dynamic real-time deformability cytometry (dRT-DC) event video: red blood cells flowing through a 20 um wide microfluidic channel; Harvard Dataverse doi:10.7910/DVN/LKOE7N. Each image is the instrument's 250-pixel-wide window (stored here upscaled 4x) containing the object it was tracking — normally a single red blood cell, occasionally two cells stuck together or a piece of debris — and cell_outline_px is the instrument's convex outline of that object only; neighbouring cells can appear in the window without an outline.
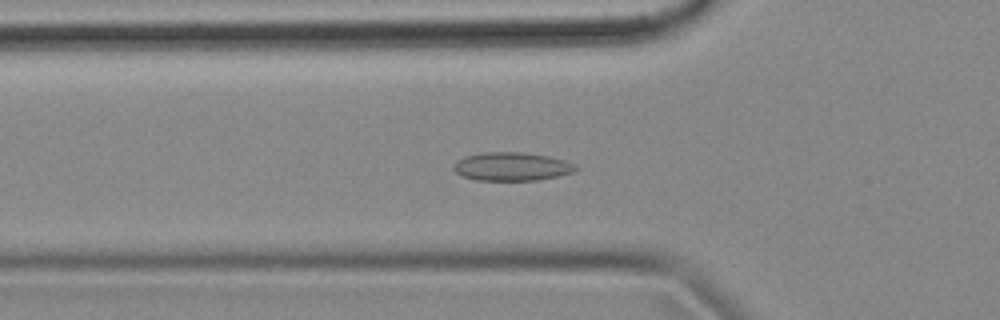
{"species": "common noctule bat (a hibernating species)", "species_latin": "Nyctalus noctula", "temperature_condition": "cold", "stored_images_in_passage": 42, "camera_frame_rate_fps": 3000, "um_per_image_px": 0.085, "animal": {"sex": "female", "body_mass_g": 18.4}, "frame": {"image": 1, "passage_image": 3, "time_ms": 0.667, "image_size_px": [1000, 320], "cell_outline_px": [[580, 168], [572, 172], [556, 176], [536, 180], [476, 180], [460, 176], [452, 168], [452, 164], [456, 160], [464, 156], [484, 152], [520, 152], [548, 156], [564, 160], [576, 164]], "centroid_in_image_um": [43.45, 14.15], "position_along_channel_um": 82.3, "area_um2": 20.35}}
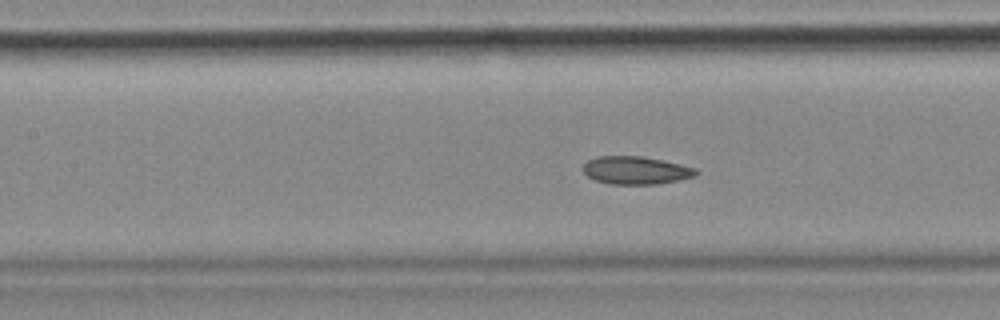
{"frame": {"image": 2, "passage_image": 9, "time_ms": 2.667, "image_size_px": [1000, 320], "cell_outline_px": [[700, 172], [696, 176], [656, 184], [608, 184], [596, 180], [588, 176], [584, 172], [584, 164], [588, 160], [596, 156], [640, 156], [680, 164], [696, 168]], "centroid_in_image_um": [54.05, 14.48], "position_along_channel_um": 153.4, "area_um2": 18.21}}
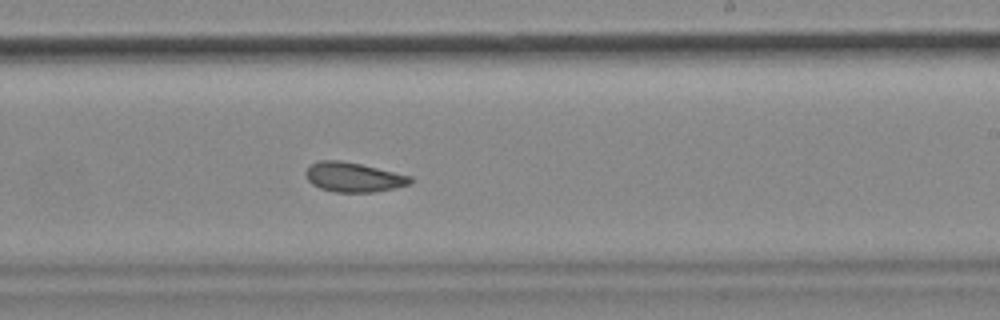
{"frame": {"image": 3, "passage_image": 18, "time_ms": 5.667, "image_size_px": [1000, 320], "cell_outline_px": [[412, 184], [396, 188], [372, 192], [336, 192], [320, 188], [312, 184], [308, 180], [304, 172], [312, 164], [320, 160], [340, 160], [360, 164], [412, 176]], "centroid_in_image_um": [30.06, 15.06], "position_along_channel_um": 258.9, "area_um2": 17.98}, "authors_computed_cell_mechanics": {"area_um2": 18.4093, "velocity_mm_per_s": 3.5335, "shape_relaxation_time_tau1_ms": null, "shape_relaxation_time_tau2_ms": 4.0933, "deformation_change_tau1": null, "deformation_change_tau2": 0.0715}}